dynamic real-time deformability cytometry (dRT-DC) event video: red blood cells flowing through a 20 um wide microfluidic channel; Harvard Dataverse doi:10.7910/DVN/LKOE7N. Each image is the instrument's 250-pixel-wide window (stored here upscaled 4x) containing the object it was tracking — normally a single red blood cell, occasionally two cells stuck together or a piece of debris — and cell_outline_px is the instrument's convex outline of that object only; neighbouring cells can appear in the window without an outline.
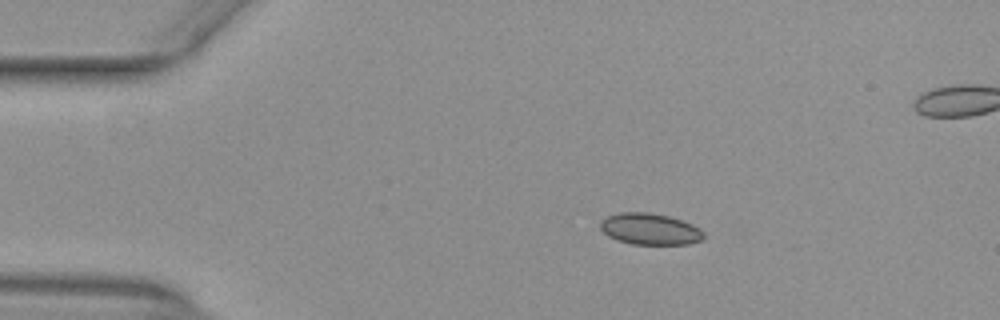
{"species": "common noctule bat (a hibernating species)", "species_latin": "Nyctalus noctula", "temperature_condition": "warm", "stored_images_in_passage": 45, "camera_frame_rate_fps": 3000, "um_per_image_px": 0.085, "animal": {"sex": "female", "body_mass_g": 29.2, "forearm_length_mm": 56.3}, "frame": {"image": 1, "passage_image": 2, "time_ms": 0.333, "image_size_px": [1000, 320], "cell_outline_px": [[704, 240], [688, 244], [632, 244], [616, 240], [608, 236], [600, 228], [600, 220], [608, 216], [620, 212], [648, 212], [668, 216], [692, 224], [700, 228], [704, 232]], "centroid_in_image_um": [55.25, 19.47], "position_along_channel_um": 29.8, "area_um2": 19.02}}
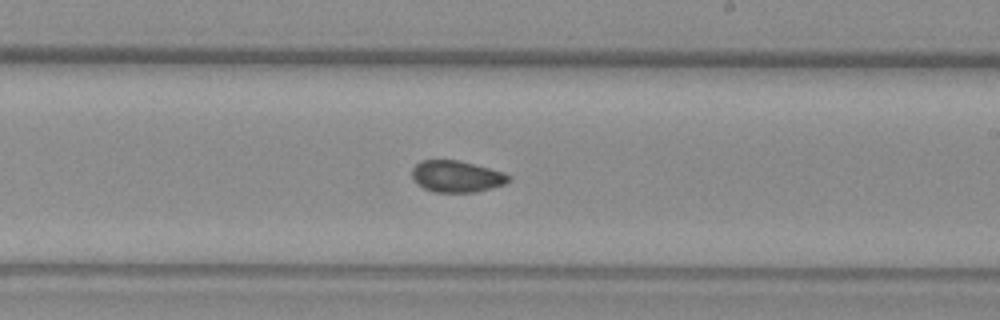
{"frame": {"image": 2, "passage_image": 23, "time_ms": 7.333, "image_size_px": [1000, 320], "cell_outline_px": [[512, 180], [504, 184], [492, 188], [476, 192], [432, 192], [424, 188], [412, 180], [412, 168], [420, 160], [456, 160], [504, 172], [512, 176]], "centroid_in_image_um": [38.81, 15.0], "position_along_channel_um": 250.2, "area_um2": 17.86}}
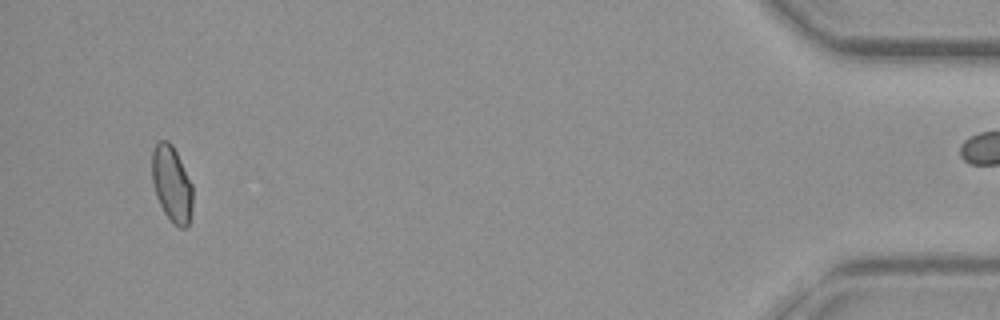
{"frame": {"image": 3, "passage_image": 42, "time_ms": 13.667, "image_size_px": [1000, 320], "cell_outline_px": [[192, 208], [188, 228], [180, 228], [172, 224], [164, 212], [156, 196], [152, 184], [152, 152], [156, 144], [160, 140], [168, 140], [172, 144], [192, 184]], "centroid_in_image_um": [14.6, 15.67], "position_along_channel_um": 420.6, "area_um2": 18.15}, "authors_computed_cell_mechanics": {"area_um2": 18.207, "velocity_mm_per_s": 3.9815, "shape_relaxation_time_tau1_ms": 8.8384, "shape_relaxation_time_tau2_ms": 2.9378, "deformation_change_tau1": 0.1079, "deformation_change_tau2": 0.0622}}